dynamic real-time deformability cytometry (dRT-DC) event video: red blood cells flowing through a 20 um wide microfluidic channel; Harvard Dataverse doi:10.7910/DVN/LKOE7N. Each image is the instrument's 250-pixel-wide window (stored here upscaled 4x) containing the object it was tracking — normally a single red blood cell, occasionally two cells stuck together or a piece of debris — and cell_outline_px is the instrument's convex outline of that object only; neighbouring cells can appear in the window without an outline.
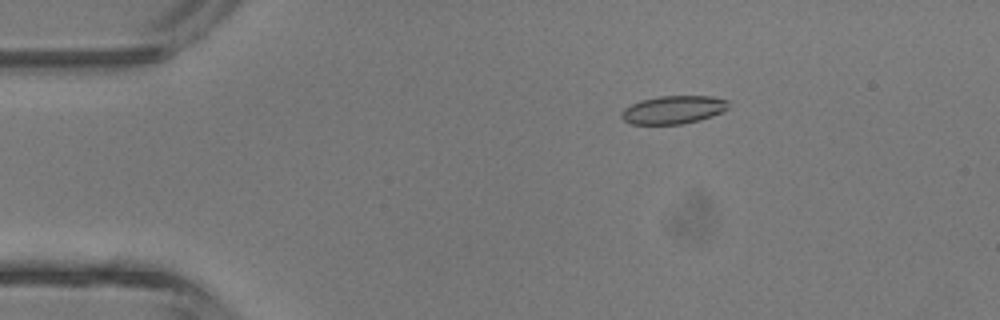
{"species": "common noctule bat (a hibernating species)", "species_latin": "Nyctalus noctula", "temperature_condition": "room temperature", "stored_images_in_passage": 4, "camera_frame_rate_fps": 3000, "um_per_image_px": 0.085, "animal": {"sex": "male", "body_mass_g": 13.3}, "frame": {"image": 1, "passage_image": 2, "time_ms": 1.333, "image_size_px": [1000, 320], "cell_outline_px": [[728, 108], [712, 116], [700, 120], [680, 124], [632, 124], [624, 120], [620, 116], [620, 112], [624, 108], [640, 100], [660, 96], [712, 96], [728, 100]], "centroid_in_image_um": [57.22, 9.33], "position_along_channel_um": 27.8, "area_um2": 17.51}}
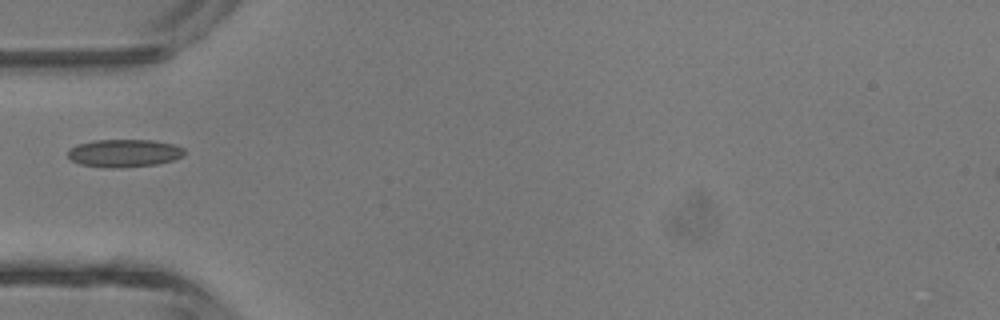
{"frame": {"image": 2, "passage_image": 4, "time_ms": 3.667, "image_size_px": [1000, 320], "cell_outline_px": [[184, 156], [172, 160], [156, 164], [120, 168], [112, 168], [80, 164], [72, 160], [68, 156], [68, 148], [76, 144], [92, 140], [152, 140], [176, 144], [184, 148]], "centroid_in_image_um": [10.55, 13.0], "position_along_channel_um": 74.5, "area_um2": 19.02}}